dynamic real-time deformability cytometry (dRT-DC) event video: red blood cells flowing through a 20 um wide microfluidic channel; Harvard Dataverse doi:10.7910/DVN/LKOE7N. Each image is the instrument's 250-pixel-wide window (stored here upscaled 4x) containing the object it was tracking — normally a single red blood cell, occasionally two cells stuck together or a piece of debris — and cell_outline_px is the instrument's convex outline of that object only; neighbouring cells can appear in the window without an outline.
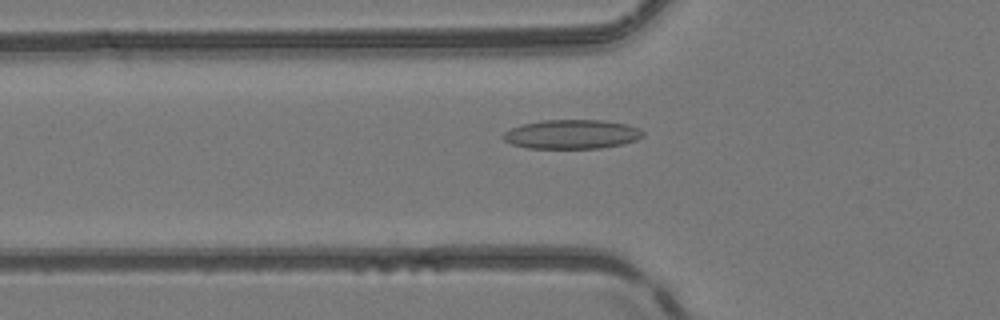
{"species": "common noctule bat (a hibernating species)", "species_latin": "Nyctalus noctula", "temperature_condition": "room temperature", "stored_images_in_passage": 34, "camera_frame_rate_fps": 3000, "um_per_image_px": 0.085, "animal": {"sex": "female", "body_mass_g": 24.6, "forearm_length_mm": 56.2}, "frame": {"image": 1, "passage_image": 5, "time_ms": 1.333, "image_size_px": [1000, 320], "cell_outline_px": [[644, 136], [636, 140], [624, 144], [600, 148], [528, 148], [512, 144], [504, 140], [500, 136], [504, 132], [520, 124], [544, 120], [604, 120], [628, 124], [640, 128], [644, 132]], "centroid_in_image_um": [48.62, 11.41], "position_along_channel_um": 77.2, "area_um2": 23.99}}
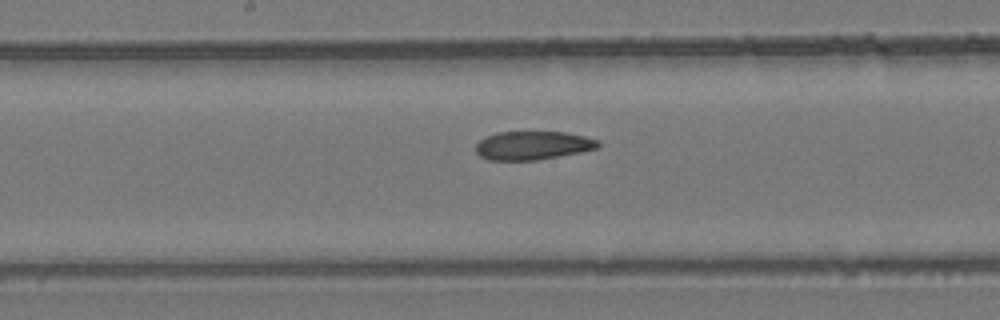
{"frame": {"image": 2, "passage_image": 14, "time_ms": 4.333, "image_size_px": [1000, 320], "cell_outline_px": [[600, 148], [580, 152], [536, 160], [488, 160], [480, 156], [476, 152], [476, 144], [484, 136], [496, 132], [564, 132], [584, 136], [600, 140]], "centroid_in_image_um": [45.28, 12.36], "position_along_channel_um": 202.9, "area_um2": 20.46}}
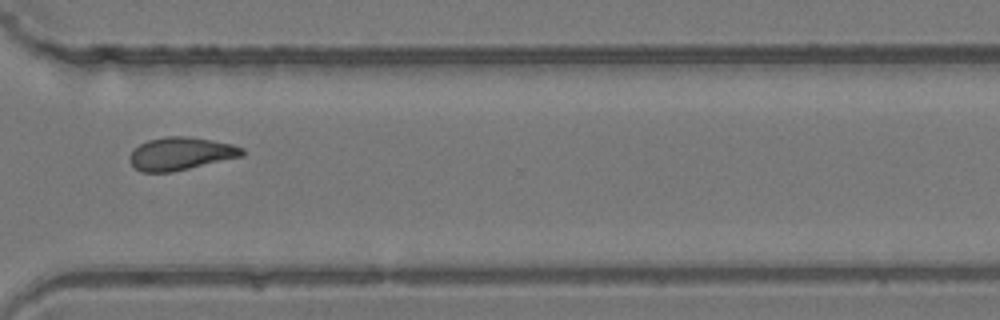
{"frame": {"image": 3, "passage_image": 25, "time_ms": 8.0, "image_size_px": [1000, 320], "cell_outline_px": [[244, 156], [172, 172], [140, 172], [128, 160], [128, 156], [140, 144], [148, 140], [164, 136], [188, 136], [212, 140], [232, 144], [244, 148]], "centroid_in_image_um": [15.37, 13.06], "position_along_channel_um": 355.2, "area_um2": 21.62}, "authors_computed_cell_mechanics": {"area_um2": 21.3571, "velocity_mm_per_s": 4.1678, "shape_relaxation_time_tau1_ms": null, "shape_relaxation_time_tau2_ms": 4.0558, "deformation_change_tau1": null, "deformation_change_tau2": 0.1133}}